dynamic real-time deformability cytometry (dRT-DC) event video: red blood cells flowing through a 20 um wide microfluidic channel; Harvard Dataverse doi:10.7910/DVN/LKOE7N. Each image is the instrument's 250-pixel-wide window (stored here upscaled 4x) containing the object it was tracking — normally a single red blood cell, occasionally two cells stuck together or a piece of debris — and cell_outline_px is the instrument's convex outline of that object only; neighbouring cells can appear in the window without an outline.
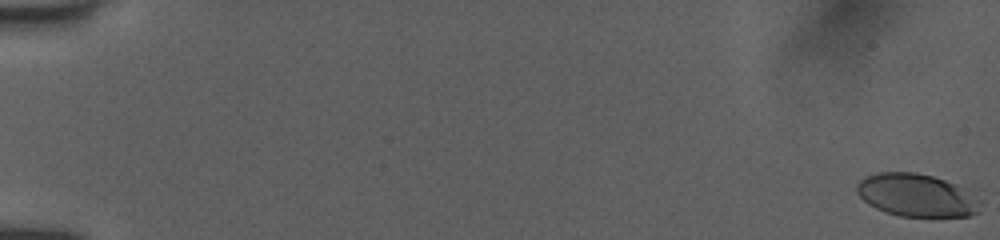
{"species": "human", "species_latin": "Homo sapiens", "temperature_condition": "room temperature", "stored_images_in_passage": 54, "camera_frame_rate_fps": 3000, "um_per_image_px": 0.085, "donor": {"sex": "female"}, "frame": {"image": 1, "passage_image": 1, "time_ms": 0.0, "image_size_px": [1000, 240], "cell_outline_px": [[976, 212], [968, 216], [900, 216], [884, 212], [868, 204], [856, 192], [856, 184], [860, 180], [876, 172], [916, 172], [932, 176], [944, 180], [952, 184]], "centroid_in_image_um": [77.58, 16.58], "position_along_channel_um": 7.4, "area_um2": 28.73}}
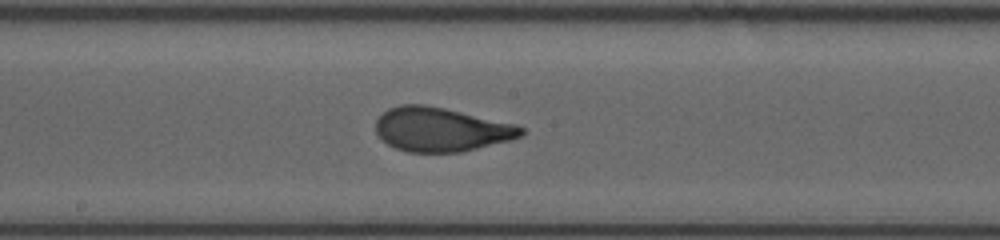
{"frame": {"image": 2, "passage_image": 31, "time_ms": 10.0, "image_size_px": [1000, 240], "cell_outline_px": [[524, 132], [520, 136], [512, 140], [460, 152], [408, 152], [396, 148], [388, 144], [376, 132], [376, 120], [388, 108], [400, 104], [424, 104], [444, 108], [516, 124], [524, 128]], "centroid_in_image_um": [37.49, 11.0], "position_along_channel_um": 210.7, "area_um2": 37.17}}
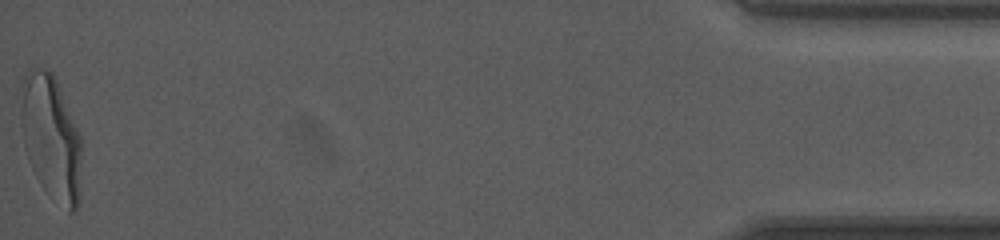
{"frame": {"image": 3, "passage_image": 54, "time_ms": 17.667, "image_size_px": [1000, 240], "cell_outline_px": [[80, 196], [76, 208], [72, 212], [68, 212], [32, 168], [24, 144], [20, 124], [20, 80], [28, 68], [48, 68], [52, 72], [56, 80], [80, 136]], "centroid_in_image_um": [4.3, 11.54], "position_along_channel_um": 430.9, "area_um2": 43.29}, "authors_computed_cell_mechanics": {"area_um2": 36.7319, "velocity_mm_per_s": 3.9956, "shape_relaxation_time_tau1_ms": 5.4721, "shape_relaxation_time_tau2_ms": null, "deformation_change_tau1": 0.2289, "deformation_change_tau2": null}}